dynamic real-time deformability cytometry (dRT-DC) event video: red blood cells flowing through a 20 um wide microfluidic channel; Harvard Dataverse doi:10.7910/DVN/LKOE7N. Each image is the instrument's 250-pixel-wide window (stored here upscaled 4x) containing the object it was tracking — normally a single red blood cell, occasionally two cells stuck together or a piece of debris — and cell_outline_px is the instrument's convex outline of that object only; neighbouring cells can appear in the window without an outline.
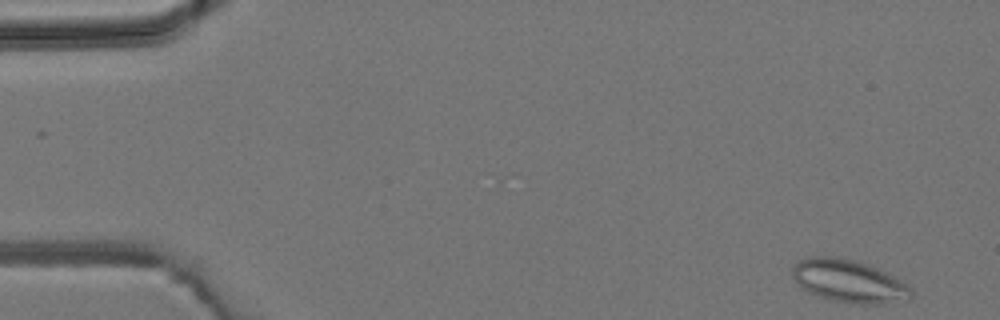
{"species": "common noctule bat (a hibernating species)", "species_latin": "Nyctalus noctula", "temperature_condition": "room temperature", "stored_images_in_passage": 3, "camera_frame_rate_fps": 3000, "um_per_image_px": 0.085, "animal": {"sex": "male", "body_mass_g": 19.2, "forearm_length_mm": 51.8}, "frame": {"image": 1, "passage_image": 1, "time_ms": 0.0, "image_size_px": [1000, 320], "cell_outline_px": [[912, 300], [880, 304], [852, 304], [832, 300], [808, 292], [792, 276], [792, 268], [804, 256], [836, 256], [860, 260], [908, 284], [912, 288]], "centroid_in_image_um": [72.19, 23.89], "position_along_channel_um": 12.8, "area_um2": 29.88}}